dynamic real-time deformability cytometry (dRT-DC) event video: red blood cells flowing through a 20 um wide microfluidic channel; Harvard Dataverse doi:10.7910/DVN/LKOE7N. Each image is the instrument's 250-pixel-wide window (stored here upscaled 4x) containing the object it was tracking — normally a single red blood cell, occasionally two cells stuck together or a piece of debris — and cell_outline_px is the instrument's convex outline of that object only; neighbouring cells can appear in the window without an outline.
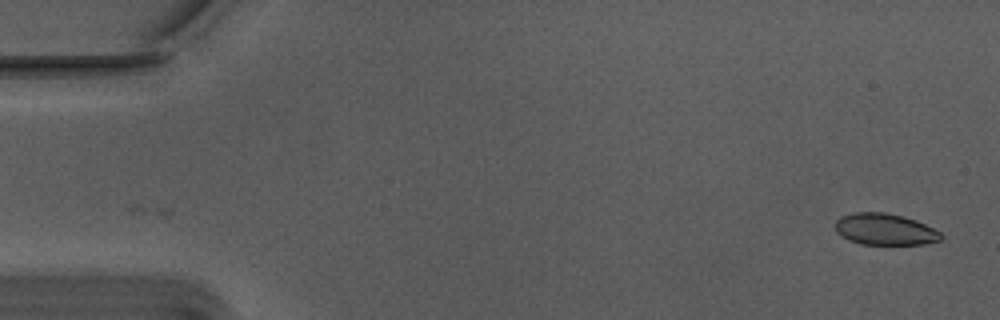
{"species": "Egyptian fruit bat (a non-hibernating species)", "species_latin": "Rousettus aegyptiacus", "temperature_condition": "warm", "stored_images_in_passage": 54, "camera_frame_rate_fps": 3000, "um_per_image_px": 0.085, "animal": {"sex": "male"}, "frame": {"image": 1, "passage_image": 1, "time_ms": 0.0, "image_size_px": [1000, 320], "cell_outline_px": [[944, 236], [940, 240], [924, 244], [860, 244], [848, 240], [840, 236], [836, 232], [836, 220], [840, 216], [852, 212], [884, 212], [904, 216], [916, 220], [940, 232]], "centroid_in_image_um": [75.18, 19.48], "position_along_channel_um": 9.8, "area_um2": 19.54}}
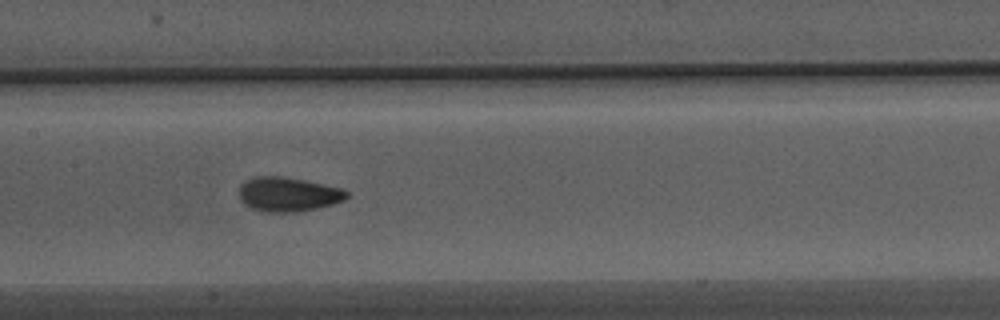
{"frame": {"image": 2, "passage_image": 26, "time_ms": 8.333, "image_size_px": [1000, 320], "cell_outline_px": [[348, 196], [344, 200], [332, 204], [316, 208], [292, 212], [264, 212], [252, 208], [244, 204], [240, 200], [240, 184], [244, 180], [256, 176], [280, 176], [304, 180], [340, 188], [348, 192]], "centroid_in_image_um": [24.45, 16.51], "position_along_channel_um": 183.0, "area_um2": 21.39}}
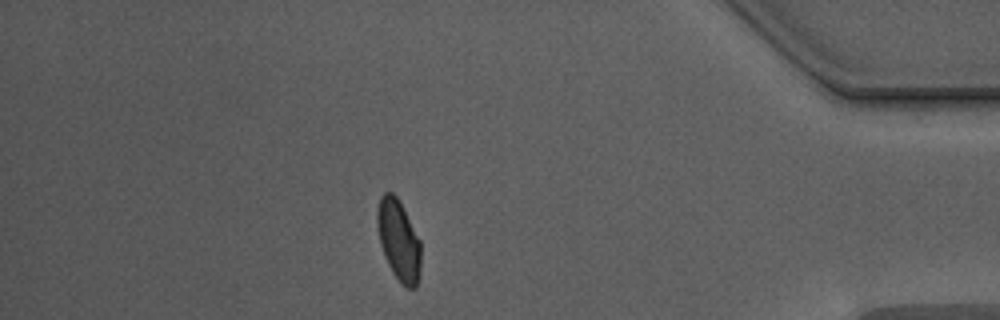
{"frame": {"image": 3, "passage_image": 47, "time_ms": 15.333, "image_size_px": [1000, 320], "cell_outline_px": [[420, 272], [416, 288], [408, 288], [400, 284], [392, 272], [384, 256], [380, 244], [376, 224], [376, 212], [380, 196], [384, 192], [392, 192], [396, 196], [420, 240]], "centroid_in_image_um": [33.86, 20.44], "position_along_channel_um": 401.3, "area_um2": 20.58}, "authors_computed_cell_mechanics": {"area_um2": 20.5768, "velocity_mm_per_s": 3.746, "shape_relaxation_time_tau1_ms": 3.4229, "shape_relaxation_time_tau2_ms": 0.7797, "deformation_change_tau1": 0.1087, "deformation_change_tau2": 0.0485}}